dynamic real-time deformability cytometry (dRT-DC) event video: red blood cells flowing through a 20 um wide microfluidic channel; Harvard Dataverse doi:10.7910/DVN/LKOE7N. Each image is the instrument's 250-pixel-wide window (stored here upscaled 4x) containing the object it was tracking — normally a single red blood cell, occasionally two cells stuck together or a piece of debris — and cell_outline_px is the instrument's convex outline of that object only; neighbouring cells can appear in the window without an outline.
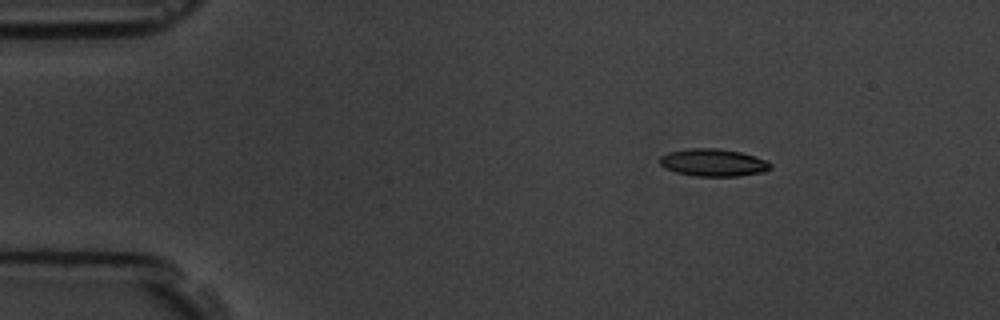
{"species": "common noctule bat (a hibernating species)", "species_latin": "Nyctalus noctula", "temperature_condition": "room temperature", "stored_images_in_passage": 6, "camera_frame_rate_fps": 3000, "um_per_image_px": 0.085, "animal": {"sex": "male", "body_mass_g": 19.5, "forearm_length_mm": 54.6}, "frame": {"image": 1, "passage_image": 2, "time_ms": 1.333, "image_size_px": [1000, 320], "cell_outline_px": [[772, 168], [764, 172], [736, 176], [696, 176], [676, 172], [664, 168], [660, 164], [660, 156], [668, 152], [688, 148], [716, 148], [740, 152], [768, 160], [772, 164]], "centroid_in_image_um": [60.64, 13.82], "position_along_channel_um": 24.4, "area_um2": 17.8}}
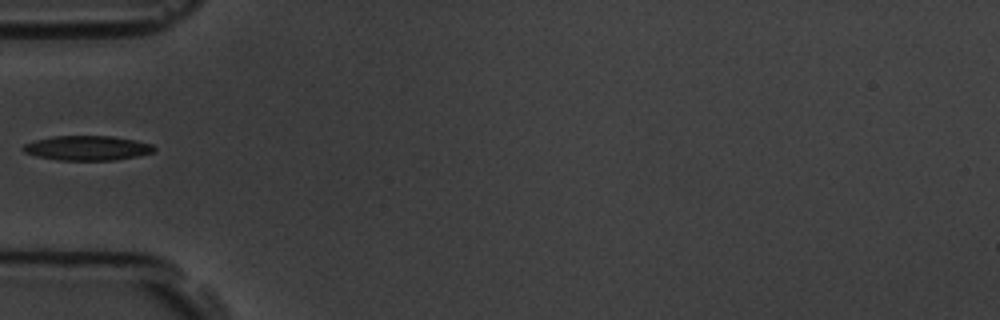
{"frame": {"image": 2, "passage_image": 5, "time_ms": 4.667, "image_size_px": [1000, 320], "cell_outline_px": [[156, 148], [152, 152], [136, 156], [116, 160], [56, 160], [36, 156], [24, 152], [20, 148], [24, 144], [36, 140], [52, 136], [112, 136], [136, 140], [152, 144]], "centroid_in_image_um": [7.39, 12.58], "position_along_channel_um": 77.6, "area_um2": 18.84}}
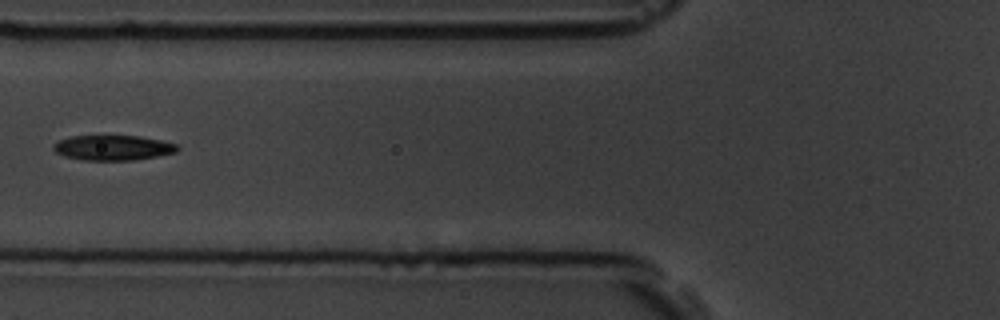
{"frame": {"image": 3, "passage_image": 6, "time_ms": 5.667, "image_size_px": [1000, 320], "cell_outline_px": [[180, 148], [176, 152], [156, 156], [132, 160], [84, 160], [64, 156], [56, 152], [52, 148], [52, 144], [60, 140], [72, 136], [140, 136], [160, 140], [176, 144]], "centroid_in_image_um": [9.58, 12.55], "position_along_channel_um": 116.2, "area_um2": 17.98}}